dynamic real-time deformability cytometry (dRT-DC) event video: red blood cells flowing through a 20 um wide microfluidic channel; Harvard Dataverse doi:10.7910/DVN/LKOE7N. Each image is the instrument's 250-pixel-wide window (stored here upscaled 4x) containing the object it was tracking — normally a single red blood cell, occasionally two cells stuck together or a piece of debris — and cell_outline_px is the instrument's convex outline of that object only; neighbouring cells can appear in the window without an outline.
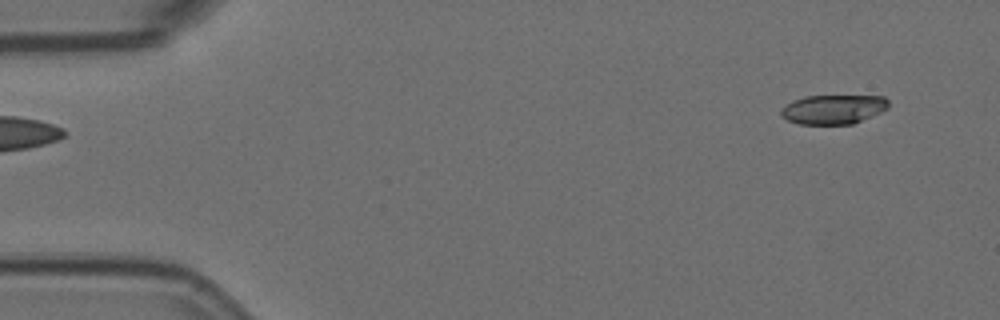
{"species": "Egyptian fruit bat (a non-hibernating species)", "species_latin": "Rousettus aegyptiacus", "temperature_condition": "room temperature", "stored_images_in_passage": 5, "camera_frame_rate_fps": 3000, "um_per_image_px": 0.085, "animal": {"sex": "female"}, "frame": {"image": 1, "passage_image": 1, "time_ms": 0.0, "image_size_px": [1000, 320], "cell_outline_px": [[888, 108], [880, 112], [852, 124], [800, 124], [788, 120], [780, 116], [780, 108], [792, 100], [804, 96], [884, 96], [888, 100]], "centroid_in_image_um": [70.78, 9.28], "position_along_channel_um": 14.2, "area_um2": 18.38}}
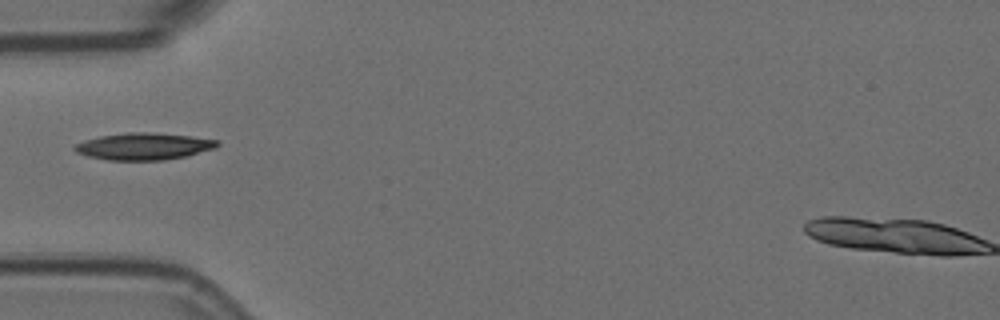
{"frame": {"image": 2, "passage_image": 5, "time_ms": 1.333, "image_size_px": [1000, 320], "cell_outline_px": [[220, 144], [216, 148], [184, 156], [164, 160], [108, 160], [88, 156], [76, 152], [72, 148], [76, 144], [84, 140], [100, 136], [124, 132], [148, 132], [192, 136], [220, 140]], "centroid_in_image_um": [12.22, 12.43], "position_along_channel_um": 72.8, "area_um2": 22.43}}